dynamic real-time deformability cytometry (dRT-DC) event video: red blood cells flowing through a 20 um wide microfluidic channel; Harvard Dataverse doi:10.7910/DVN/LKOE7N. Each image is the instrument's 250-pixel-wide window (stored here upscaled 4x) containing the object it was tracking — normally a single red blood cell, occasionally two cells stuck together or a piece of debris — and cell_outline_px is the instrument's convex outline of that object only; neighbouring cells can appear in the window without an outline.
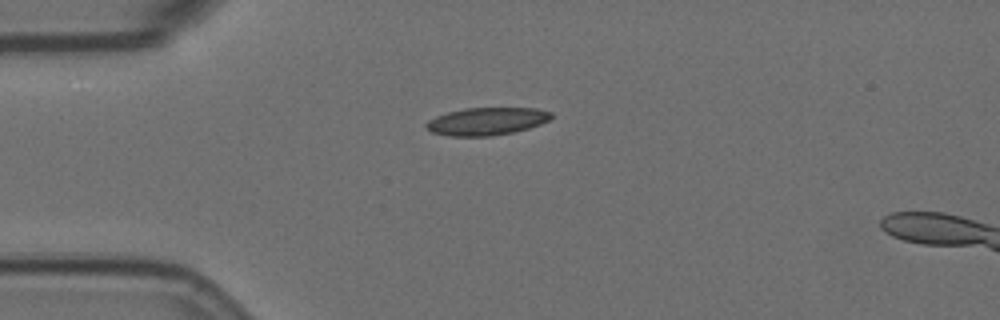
{"species": "Egyptian fruit bat (a non-hibernating species)", "species_latin": "Rousettus aegyptiacus", "temperature_condition": "room temperature", "stored_images_in_passage": 31, "camera_frame_rate_fps": 3000, "um_per_image_px": 0.085, "animal": {"sex": "female"}, "frame": {"image": 1, "passage_image": 1, "time_ms": 0.0, "image_size_px": [1000, 320], "cell_outline_px": [[552, 116], [548, 120], [540, 124], [528, 128], [512, 132], [492, 136], [448, 136], [432, 132], [424, 128], [424, 124], [428, 120], [436, 116], [448, 112], [464, 108], [536, 108], [552, 112]], "centroid_in_image_um": [41.33, 10.31], "position_along_channel_um": 43.7, "area_um2": 20.17}}
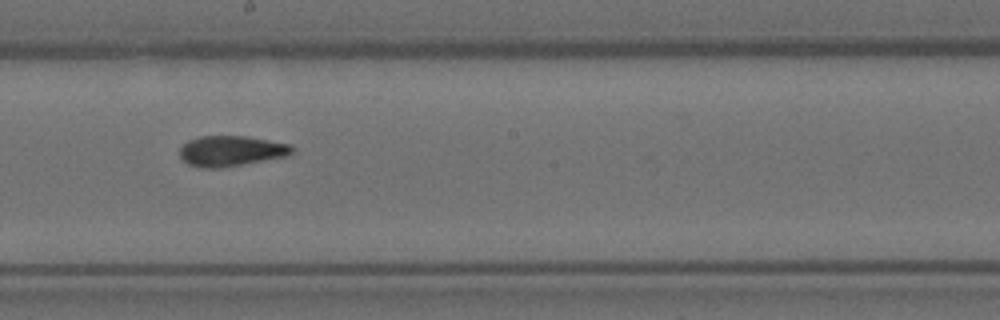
{"frame": {"image": 2, "passage_image": 18, "time_ms": 5.667, "image_size_px": [1000, 320], "cell_outline_px": [[296, 148], [288, 156], [220, 168], [200, 168], [188, 164], [180, 156], [180, 148], [188, 140], [200, 136], [244, 136], [288, 144]], "centroid_in_image_um": [19.63, 12.84], "position_along_channel_um": 228.6, "area_um2": 19.83}}
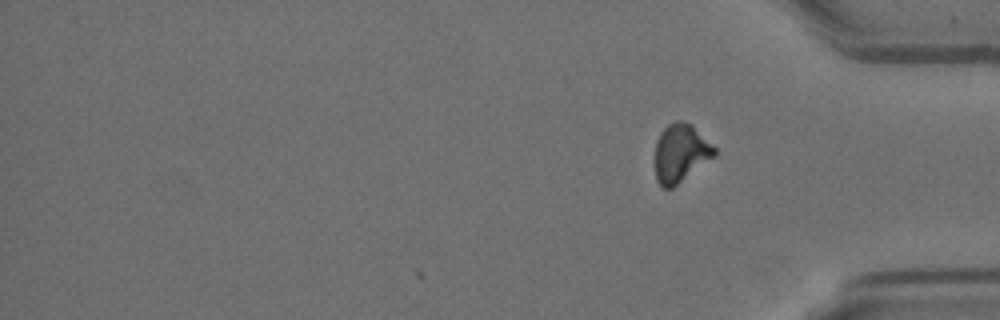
{"frame": {"image": 3, "passage_image": 31, "time_ms": 10.0, "image_size_px": [1000, 320], "cell_outline_px": [[716, 156], [672, 188], [664, 188], [656, 180], [656, 140], [660, 132], [668, 124], [676, 120], [680, 120], [692, 124], [716, 148]], "centroid_in_image_um": [57.87, 12.99], "position_along_channel_um": 377.3, "area_um2": 20.17}, "authors_computed_cell_mechanics": {"area_um2": 20.0566, "velocity_mm_per_s": 3.5921, "shape_relaxation_time_tau1_ms": null, "shape_relaxation_time_tau2_ms": 3.7269, "deformation_change_tau1": null, "deformation_change_tau2": 0.0913}}